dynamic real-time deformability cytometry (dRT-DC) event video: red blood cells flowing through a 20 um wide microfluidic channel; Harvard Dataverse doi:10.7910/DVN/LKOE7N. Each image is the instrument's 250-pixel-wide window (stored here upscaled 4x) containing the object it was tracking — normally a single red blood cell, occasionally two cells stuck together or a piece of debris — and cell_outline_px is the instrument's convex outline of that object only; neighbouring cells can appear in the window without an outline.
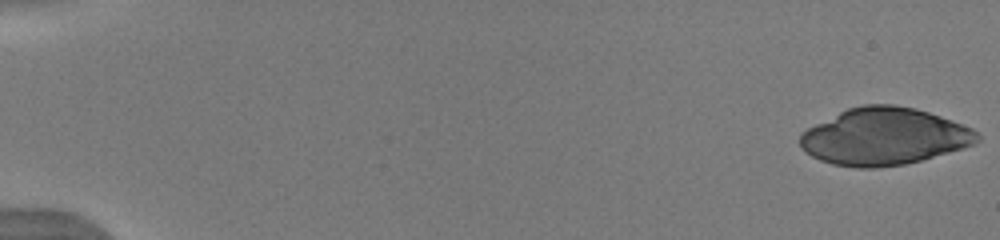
{"species": "human", "species_latin": "Homo sapiens", "temperature_condition": "warm", "stored_images_in_passage": 11, "camera_frame_rate_fps": 3000, "um_per_image_px": 0.085, "donor": {"sex": "male"}, "frame": {"image": 1, "passage_image": 1, "time_ms": 0.0, "image_size_px": [1000, 240], "cell_outline_px": [[980, 140], [972, 144], [948, 152], [920, 160], [904, 164], [876, 168], [856, 168], [832, 164], [820, 160], [804, 152], [800, 144], [800, 132], [848, 108], [864, 104], [892, 104], [916, 108], [952, 120], [972, 128], [980, 136]], "centroid_in_image_um": [75.12, 11.6], "position_along_channel_um": 9.9, "area_um2": 58.67}}